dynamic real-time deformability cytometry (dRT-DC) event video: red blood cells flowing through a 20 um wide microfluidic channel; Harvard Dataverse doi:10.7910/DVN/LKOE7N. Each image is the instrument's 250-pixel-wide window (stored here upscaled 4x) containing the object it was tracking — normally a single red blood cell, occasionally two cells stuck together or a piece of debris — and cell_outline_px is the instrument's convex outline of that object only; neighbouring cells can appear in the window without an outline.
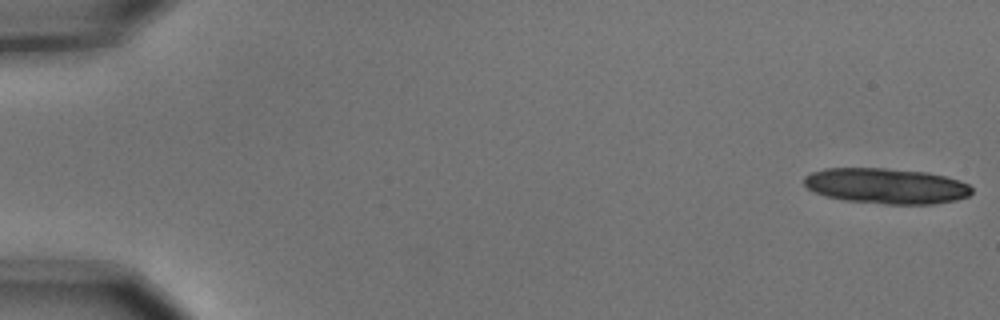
{"species": "common noctule bat (a hibernating species)", "species_latin": "Nyctalus noctula", "temperature_condition": "cold", "stored_images_in_passage": 9, "camera_frame_rate_fps": 3000, "um_per_image_px": 0.085, "animal": {"sex": "male", "body_mass_g": 15.6}, "frame": {"image": 1, "passage_image": 1, "time_ms": 0.0, "image_size_px": [1000, 320], "cell_outline_px": [[972, 192], [968, 196], [956, 200], [932, 204], [884, 204], [844, 200], [828, 196], [816, 192], [808, 188], [804, 184], [804, 176], [812, 172], [824, 168], [884, 168], [928, 172], [960, 180], [968, 184], [972, 188]], "centroid_in_image_um": [75.34, 15.8], "position_along_channel_um": 9.7, "area_um2": 34.74}}
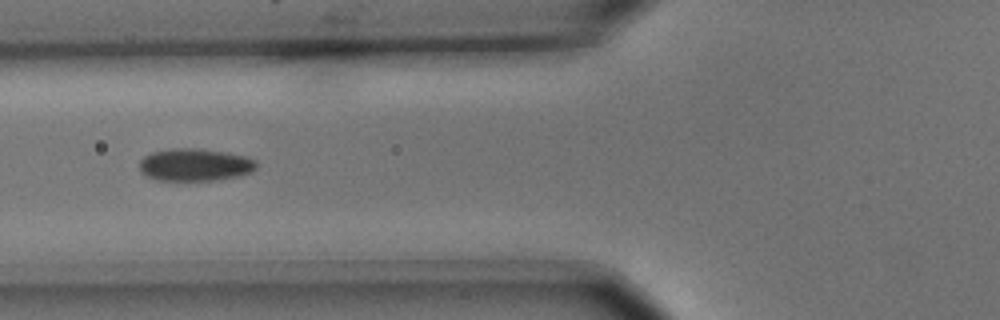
{"frame": {"image": 2, "passage_image": 7, "time_ms": 2.0, "image_size_px": [1000, 320], "cell_outline_px": [[256, 168], [252, 172], [240, 176], [212, 180], [156, 180], [144, 176], [140, 172], [140, 160], [144, 156], [152, 152], [172, 148], [200, 148], [228, 152], [248, 156], [256, 160]], "centroid_in_image_um": [16.58, 14.0], "position_along_channel_um": 109.2, "area_um2": 22.48}}
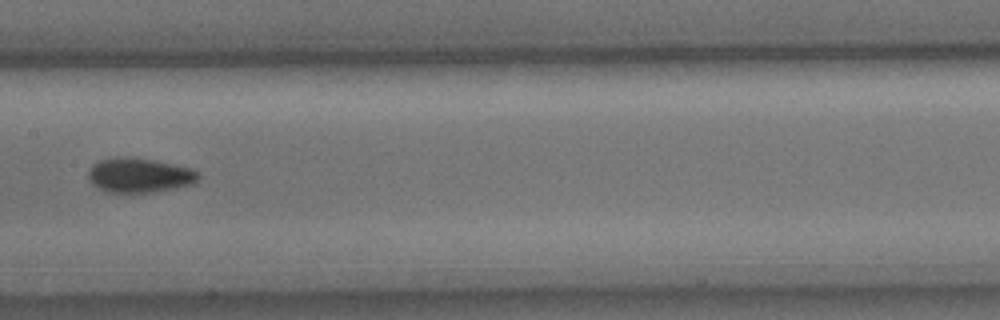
{"frame": {"image": 3, "passage_image": 9, "time_ms": 2.667, "image_size_px": [1000, 320], "cell_outline_px": [[200, 176], [192, 184], [152, 192], [108, 192], [100, 188], [88, 180], [88, 168], [92, 164], [100, 160], [128, 156], [152, 160], [192, 168], [200, 172]], "centroid_in_image_um": [11.84, 14.89], "position_along_channel_um": 195.6, "area_um2": 21.96}}